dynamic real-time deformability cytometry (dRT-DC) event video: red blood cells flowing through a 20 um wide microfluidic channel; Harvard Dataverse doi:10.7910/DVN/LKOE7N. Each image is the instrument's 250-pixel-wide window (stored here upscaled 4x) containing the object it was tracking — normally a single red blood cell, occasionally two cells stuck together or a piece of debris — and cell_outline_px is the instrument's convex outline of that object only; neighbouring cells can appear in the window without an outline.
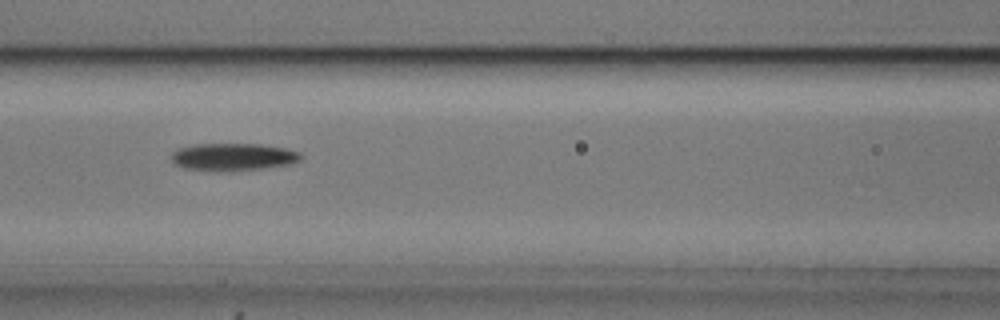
{"species": "common noctule bat (a hibernating species)", "species_latin": "Nyctalus noctula", "temperature_condition": "cold", "stored_images_in_passage": 23, "camera_frame_rate_fps": 3000, "um_per_image_px": 0.085, "animal": {"sex": "male", "body_mass_g": 20.5, "forearm_length_mm": 52.5}, "frame": {"image": 1, "passage_image": 23, "time_ms": 7.333, "image_size_px": [1000, 320], "cell_outline_px": [[304, 156], [300, 160], [292, 164], [232, 172], [216, 172], [184, 168], [176, 164], [172, 160], [172, 152], [176, 148], [196, 144], [260, 144], [284, 148], [300, 152]], "centroid_in_image_um": [19.82, 13.35], "position_along_channel_um": 146.8, "area_um2": 21.1}}